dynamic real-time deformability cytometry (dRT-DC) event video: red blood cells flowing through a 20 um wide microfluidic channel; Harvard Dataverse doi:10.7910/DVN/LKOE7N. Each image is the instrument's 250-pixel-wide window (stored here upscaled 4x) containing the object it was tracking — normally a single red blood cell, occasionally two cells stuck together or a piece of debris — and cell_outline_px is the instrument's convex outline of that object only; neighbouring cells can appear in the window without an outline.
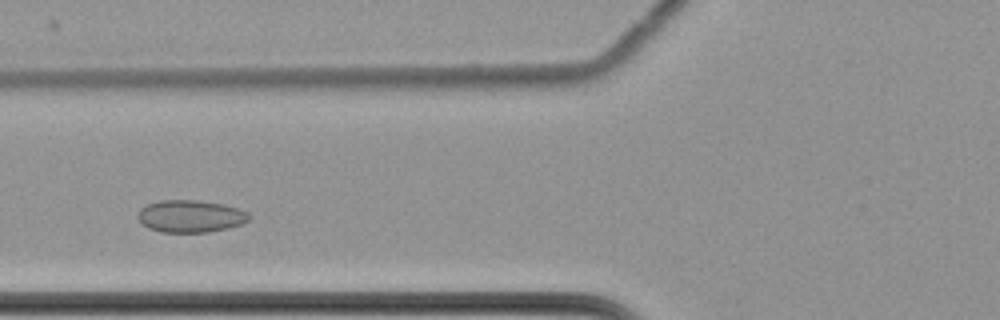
{"species": "common noctule bat (a hibernating species)", "species_latin": "Nyctalus noctula", "temperature_condition": "cold", "stored_images_in_passage": 41, "camera_frame_rate_fps": 3000, "um_per_image_px": 0.085, "animal": {"sex": "female", "body_mass_g": 22.7, "forearm_length_mm": 54.2}, "frame": {"image": 1, "passage_image": 13, "time_ms": 4.0, "image_size_px": [1000, 320], "cell_outline_px": [[252, 216], [248, 220], [240, 224], [228, 228], [208, 232], [160, 232], [148, 228], [136, 216], [140, 208], [148, 204], [160, 200], [196, 200], [224, 204], [240, 208], [248, 212]], "centroid_in_image_um": [16.21, 18.37], "position_along_channel_um": 109.6, "area_um2": 21.04}}
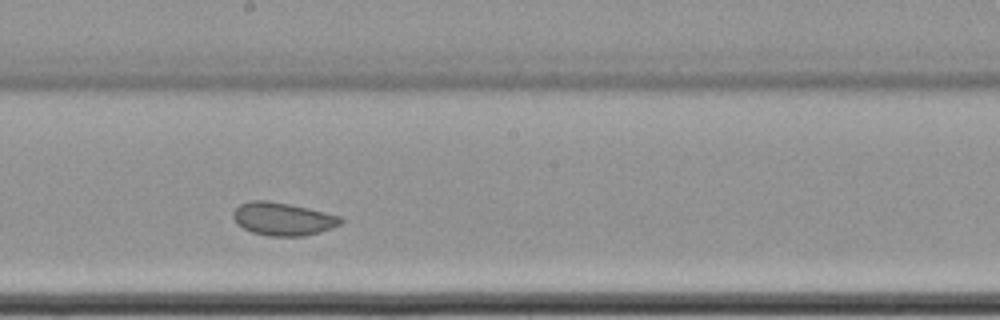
{"frame": {"image": 2, "passage_image": 23, "time_ms": 7.333, "image_size_px": [1000, 320], "cell_outline_px": [[344, 220], [340, 224], [332, 228], [320, 232], [304, 236], [268, 236], [252, 232], [236, 224], [232, 216], [232, 212], [240, 204], [248, 200], [268, 200], [292, 204], [340, 216]], "centroid_in_image_um": [24.02, 18.6], "position_along_channel_um": 224.2, "area_um2": 20.87}}
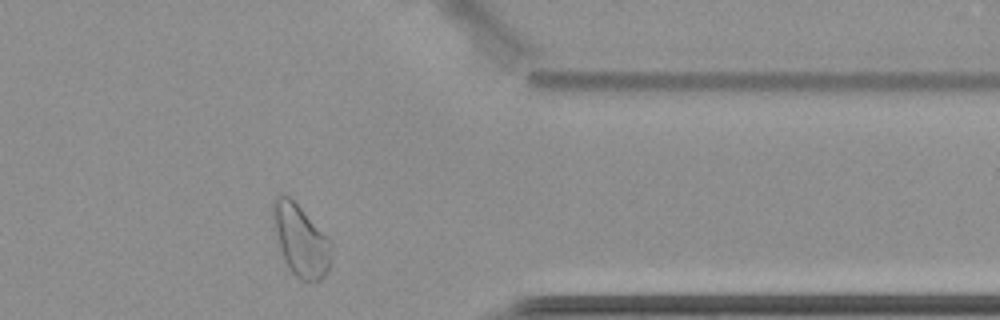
{"frame": {"image": 3, "passage_image": 38, "time_ms": 12.333, "image_size_px": [1000, 320], "cell_outline_px": [[332, 264], [328, 272], [320, 280], [300, 280], [288, 268], [284, 260], [280, 248], [272, 216], [272, 204], [276, 196], [284, 192], [300, 208], [332, 244]], "centroid_in_image_um": [25.56, 20.46], "position_along_channel_um": 385.8, "area_um2": 23.93}, "authors_computed_cell_mechanics": {"area_um2": 21.1548, "velocity_mm_per_s": 3.4406, "shape_relaxation_time_tau1_ms": 9.9611, "shape_relaxation_time_tau2_ms": 2.0406, "deformation_change_tau1": 0.0434, "deformation_change_tau2": 0.0588}}